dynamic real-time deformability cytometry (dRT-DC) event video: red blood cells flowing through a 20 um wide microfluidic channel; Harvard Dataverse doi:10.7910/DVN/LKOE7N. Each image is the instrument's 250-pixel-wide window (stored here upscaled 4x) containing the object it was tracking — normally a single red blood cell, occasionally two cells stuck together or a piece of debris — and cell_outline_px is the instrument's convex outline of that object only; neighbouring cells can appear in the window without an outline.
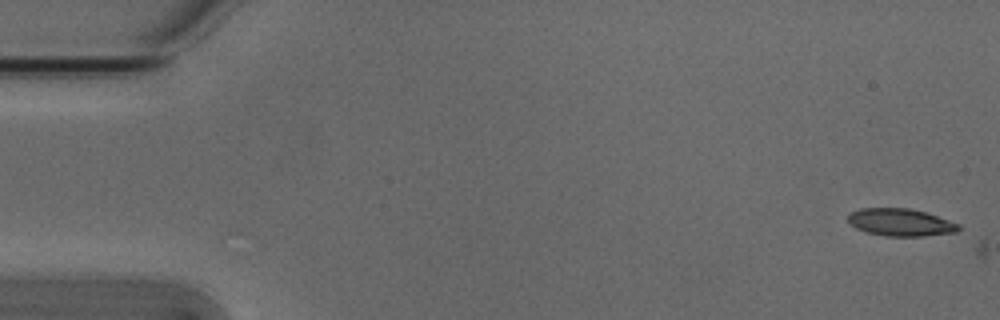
{"species": "Egyptian fruit bat (a non-hibernating species)", "species_latin": "Rousettus aegyptiacus", "temperature_condition": "cold", "stored_images_in_passage": 2, "camera_frame_rate_fps": 3000, "um_per_image_px": 0.085, "animal": {"sex": "male"}, "frame": {"image": 1, "passage_image": 1, "time_ms": 0.0, "image_size_px": [1000, 320], "cell_outline_px": [[960, 228], [956, 232], [924, 236], [884, 236], [868, 232], [856, 228], [848, 220], [848, 216], [852, 212], [860, 208], [908, 208], [924, 212], [960, 224]], "centroid_in_image_um": [76.55, 18.9], "position_along_channel_um": 8.4, "area_um2": 17.46}}